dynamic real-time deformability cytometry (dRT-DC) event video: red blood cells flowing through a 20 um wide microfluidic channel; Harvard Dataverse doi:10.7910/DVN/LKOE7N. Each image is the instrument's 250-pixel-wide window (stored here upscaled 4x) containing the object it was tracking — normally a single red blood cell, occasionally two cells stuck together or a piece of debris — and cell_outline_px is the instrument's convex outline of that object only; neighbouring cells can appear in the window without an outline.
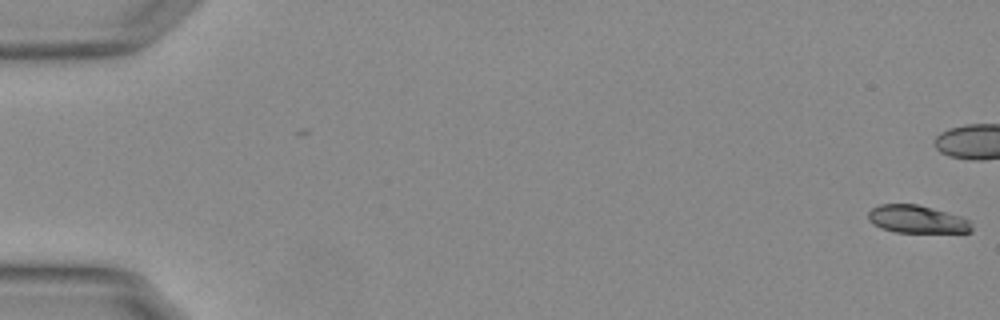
{"species": "Egyptian fruit bat (a non-hibernating species)", "species_latin": "Rousettus aegyptiacus", "temperature_condition": "warm", "stored_images_in_passage": 2, "camera_frame_rate_fps": 3000, "um_per_image_px": 0.085, "animal": {"sex": "female"}, "frame": {"image": 1, "passage_image": 2, "time_ms": 0.333, "image_size_px": [1000, 320], "cell_outline_px": [[972, 232], [896, 232], [880, 228], [872, 224], [868, 220], [868, 212], [872, 208], [880, 204], [916, 204], [932, 208], [960, 216], [968, 220], [972, 228]], "centroid_in_image_um": [77.89, 18.63], "position_along_channel_um": 7.1, "area_um2": 16.65}}